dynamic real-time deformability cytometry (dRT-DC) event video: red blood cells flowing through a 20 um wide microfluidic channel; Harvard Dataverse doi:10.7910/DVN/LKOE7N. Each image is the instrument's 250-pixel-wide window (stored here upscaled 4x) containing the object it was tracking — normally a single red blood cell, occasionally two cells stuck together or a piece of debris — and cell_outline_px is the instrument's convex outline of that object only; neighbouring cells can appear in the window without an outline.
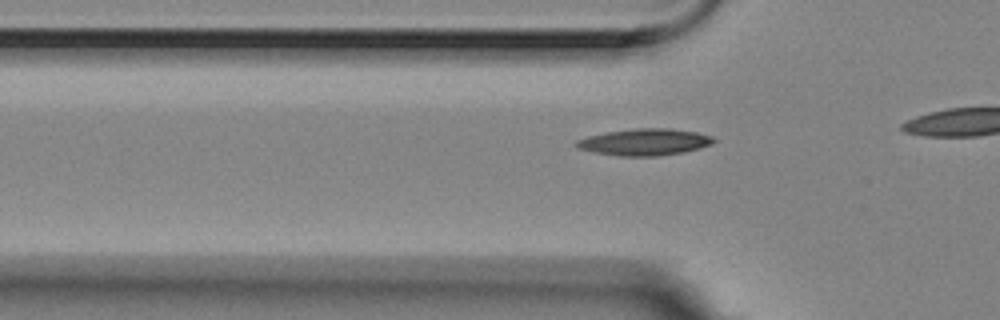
{"species": "Egyptian fruit bat (a non-hibernating species)", "species_latin": "Rousettus aegyptiacus", "temperature_condition": "room temperature", "stored_images_in_passage": 19, "camera_frame_rate_fps": 3000, "um_per_image_px": 0.085, "animal": {"sex": "female"}, "frame": {"image": 1, "passage_image": 13, "time_ms": 4.0, "image_size_px": [1000, 320], "cell_outline_px": [[716, 140], [712, 144], [700, 148], [684, 152], [656, 156], [620, 156], [592, 152], [576, 148], [572, 144], [576, 140], [588, 136], [604, 132], [632, 128], [672, 128], [696, 132], [712, 136]], "centroid_in_image_um": [54.75, 12.07], "position_along_channel_um": 71.1, "area_um2": 21.68}}
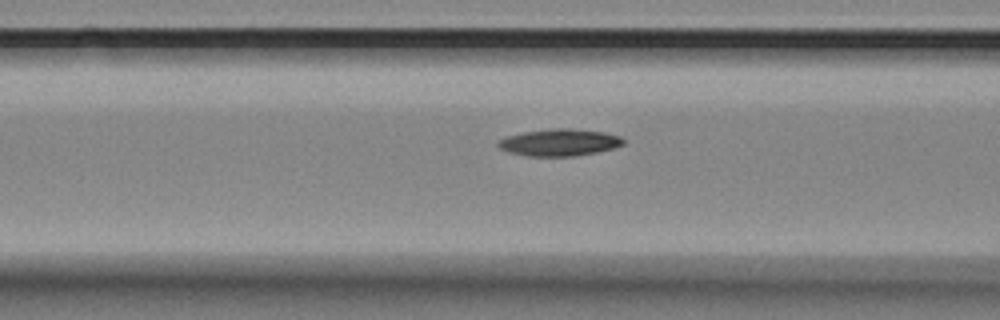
{"frame": {"image": 2, "passage_image": 17, "time_ms": 5.333, "image_size_px": [1000, 320], "cell_outline_px": [[624, 144], [616, 148], [596, 152], [572, 156], [528, 156], [508, 152], [500, 148], [496, 144], [496, 140], [508, 136], [524, 132], [552, 128], [568, 128], [604, 132], [620, 136], [624, 140]], "centroid_in_image_um": [47.54, 12.11], "position_along_channel_um": 119.1, "area_um2": 19.71}}